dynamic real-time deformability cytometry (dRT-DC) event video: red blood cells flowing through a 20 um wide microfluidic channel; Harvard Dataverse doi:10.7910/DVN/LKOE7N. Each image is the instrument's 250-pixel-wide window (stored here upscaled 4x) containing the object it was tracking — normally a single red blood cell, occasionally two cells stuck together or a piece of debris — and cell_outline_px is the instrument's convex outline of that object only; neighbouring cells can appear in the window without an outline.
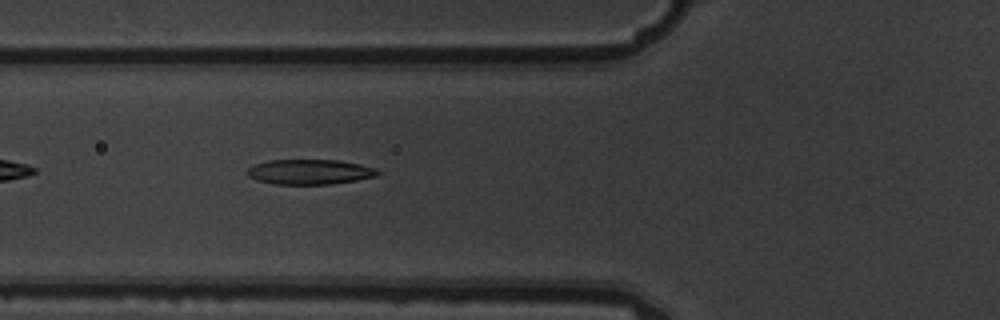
{"species": "common noctule bat (a hibernating species)", "species_latin": "Nyctalus noctula", "temperature_condition": "warm", "stored_images_in_passage": 6, "camera_frame_rate_fps": 3000, "um_per_image_px": 0.085, "animal": {"sex": "male", "body_mass_g": 19.5, "forearm_length_mm": 54.6}, "frame": {"image": 1, "passage_image": 6, "time_ms": 1.667, "image_size_px": [1000, 320], "cell_outline_px": [[380, 172], [376, 176], [356, 180], [332, 184], [276, 184], [256, 180], [248, 176], [244, 172], [248, 168], [256, 164], [268, 160], [340, 160], [360, 164], [376, 168]], "centroid_in_image_um": [26.31, 14.6], "position_along_channel_um": 99.5, "area_um2": 19.07}}